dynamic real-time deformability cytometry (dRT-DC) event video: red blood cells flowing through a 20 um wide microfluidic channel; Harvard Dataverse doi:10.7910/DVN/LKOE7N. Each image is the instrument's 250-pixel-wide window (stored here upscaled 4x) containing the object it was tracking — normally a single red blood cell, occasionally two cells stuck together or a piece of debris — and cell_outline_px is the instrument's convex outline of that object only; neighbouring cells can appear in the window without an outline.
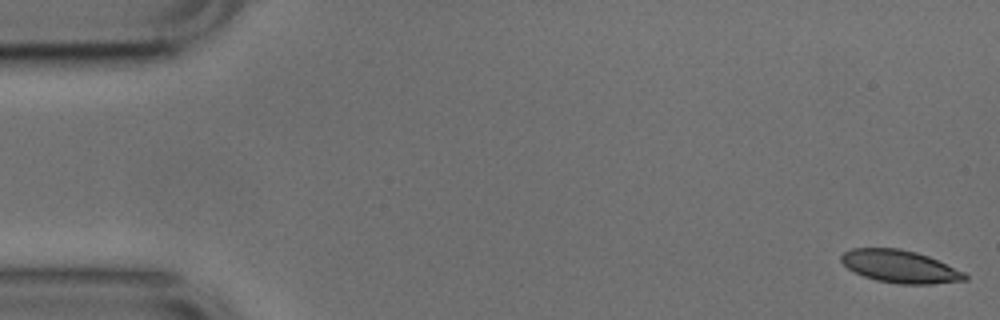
{"species": "common noctule bat (a hibernating species)", "species_latin": "Nyctalus noctula", "temperature_condition": "cold", "stored_images_in_passage": 54, "camera_frame_rate_fps": 3000, "um_per_image_px": 0.085, "animal": {"sex": "male", "body_mass_g": 17.9, "forearm_length_mm": 54.2}, "frame": {"image": 1, "passage_image": 1, "time_ms": 0.0, "image_size_px": [1000, 320], "cell_outline_px": [[968, 280], [932, 284], [900, 284], [876, 280], [864, 276], [848, 268], [840, 260], [840, 256], [844, 252], [852, 248], [900, 248], [916, 252], [928, 256], [964, 272], [968, 276]], "centroid_in_image_um": [76.5, 22.65], "position_along_channel_um": 8.5, "area_um2": 23.41}}
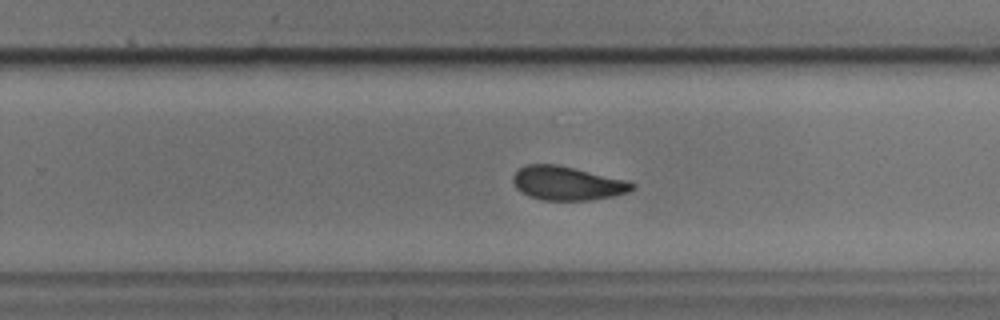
{"frame": {"image": 2, "passage_image": 33, "time_ms": 10.667, "image_size_px": [1000, 320], "cell_outline_px": [[636, 188], [628, 192], [612, 196], [588, 200], [540, 200], [528, 196], [520, 192], [516, 188], [512, 180], [512, 176], [524, 164], [556, 164], [628, 180], [636, 184]], "centroid_in_image_um": [48.2, 15.58], "position_along_channel_um": 281.6, "area_um2": 23.64}}
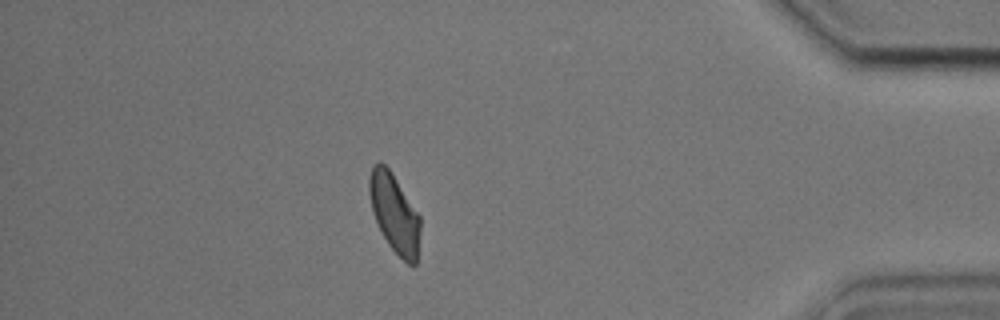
{"frame": {"image": 3, "passage_image": 46, "time_ms": 15.0, "image_size_px": [1000, 320], "cell_outline_px": [[420, 232], [416, 264], [408, 264], [388, 244], [372, 212], [368, 192], [368, 180], [372, 164], [380, 160], [388, 168], [420, 216]], "centroid_in_image_um": [33.5, 18.09], "position_along_channel_um": 401.7, "area_um2": 23.12}, "authors_computed_cell_mechanics": {"area_um2": 24.1604, "velocity_mm_per_s": 3.7494, "shape_relaxation_time_tau1_ms": 3.7008, "shape_relaxation_time_tau2_ms": 1.6916, "deformation_change_tau1": 0.0987, "deformation_change_tau2": 0.0611}}